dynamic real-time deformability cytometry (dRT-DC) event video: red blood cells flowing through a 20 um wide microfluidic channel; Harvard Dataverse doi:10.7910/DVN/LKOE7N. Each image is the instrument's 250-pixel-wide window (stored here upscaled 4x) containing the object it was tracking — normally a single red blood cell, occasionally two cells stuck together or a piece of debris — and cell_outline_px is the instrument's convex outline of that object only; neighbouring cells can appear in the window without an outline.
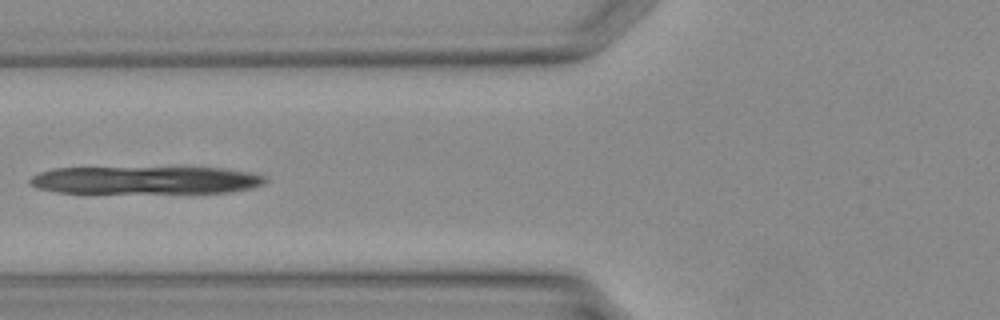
{"species": "Egyptian fruit bat (a non-hibernating species)", "species_latin": "Rousettus aegyptiacus", "temperature_condition": "warm", "stored_images_in_passage": 19, "camera_frame_rate_fps": 3000, "um_per_image_px": 0.085, "animal": {"sex": "female"}, "frame": {"image": 1, "passage_image": 11, "time_ms": 3.333, "image_size_px": [1000, 320], "cell_outline_px": [[268, 180], [264, 184], [252, 188], [228, 192], [60, 192], [40, 188], [28, 184], [28, 180], [32, 176], [40, 172], [52, 168], [224, 168], [248, 172], [264, 176]], "centroid_in_image_um": [12.38, 15.3], "position_along_channel_um": 113.4, "area_um2": 37.51}}